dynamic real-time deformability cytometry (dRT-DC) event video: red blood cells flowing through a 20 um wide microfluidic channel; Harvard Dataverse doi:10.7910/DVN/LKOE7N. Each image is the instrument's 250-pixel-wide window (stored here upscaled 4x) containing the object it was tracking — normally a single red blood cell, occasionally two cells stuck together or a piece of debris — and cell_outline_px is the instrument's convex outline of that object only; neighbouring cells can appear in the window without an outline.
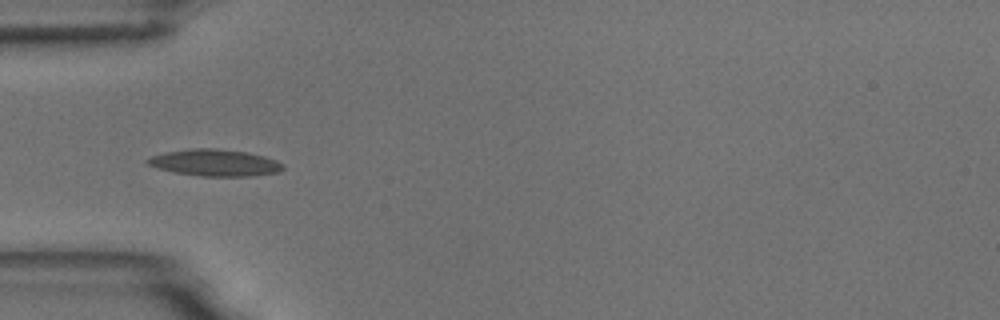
{"species": "common noctule bat (a hibernating species)", "species_latin": "Nyctalus noctula", "temperature_condition": "room temperature", "stored_images_in_passage": 8, "camera_frame_rate_fps": 3000, "um_per_image_px": 0.085, "animal": {"sex": "male", "body_mass_g": 18.8}, "frame": {"image": 1, "passage_image": 3, "time_ms": 2.333, "image_size_px": [1000, 320], "cell_outline_px": [[284, 168], [280, 172], [252, 176], [200, 176], [176, 172], [160, 168], [148, 164], [144, 160], [152, 156], [168, 152], [196, 148], [216, 148], [248, 152], [264, 156], [276, 160], [284, 164]], "centroid_in_image_um": [18.34, 13.83], "position_along_channel_um": 66.7, "area_um2": 20.92}}
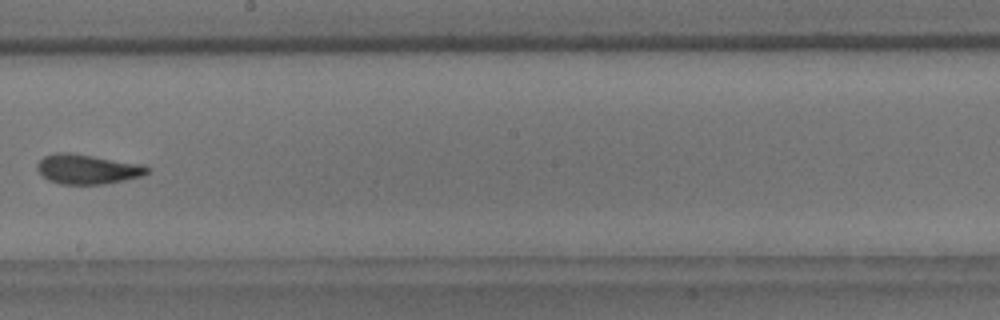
{"frame": {"image": 2, "passage_image": 7, "time_ms": 7.0, "image_size_px": [1000, 320], "cell_outline_px": [[152, 168], [148, 172], [140, 176], [124, 180], [104, 184], [60, 184], [48, 180], [36, 168], [36, 164], [44, 156], [56, 152], [68, 152], [144, 164]], "centroid_in_image_um": [7.44, 14.37], "position_along_channel_um": 240.8, "area_um2": 19.07}}
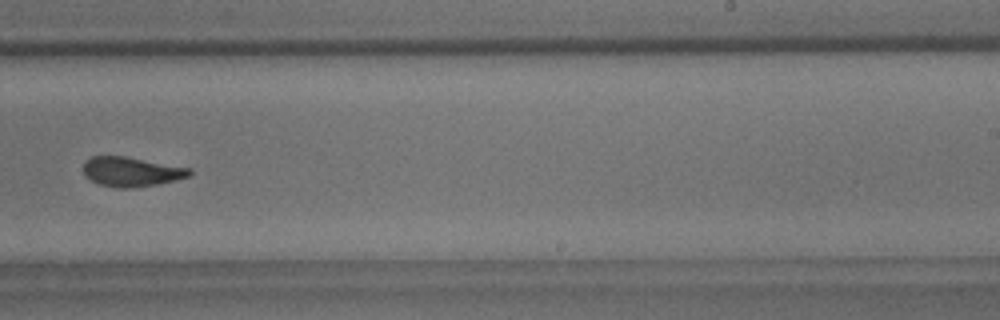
{"frame": {"image": 3, "passage_image": 8, "time_ms": 8.0, "image_size_px": [1000, 320], "cell_outline_px": [[192, 176], [176, 180], [156, 184], [132, 188], [116, 188], [100, 184], [84, 176], [84, 160], [92, 156], [124, 156], [192, 168]], "centroid_in_image_um": [11.19, 14.59], "position_along_channel_um": 277.8, "area_um2": 18.38}}